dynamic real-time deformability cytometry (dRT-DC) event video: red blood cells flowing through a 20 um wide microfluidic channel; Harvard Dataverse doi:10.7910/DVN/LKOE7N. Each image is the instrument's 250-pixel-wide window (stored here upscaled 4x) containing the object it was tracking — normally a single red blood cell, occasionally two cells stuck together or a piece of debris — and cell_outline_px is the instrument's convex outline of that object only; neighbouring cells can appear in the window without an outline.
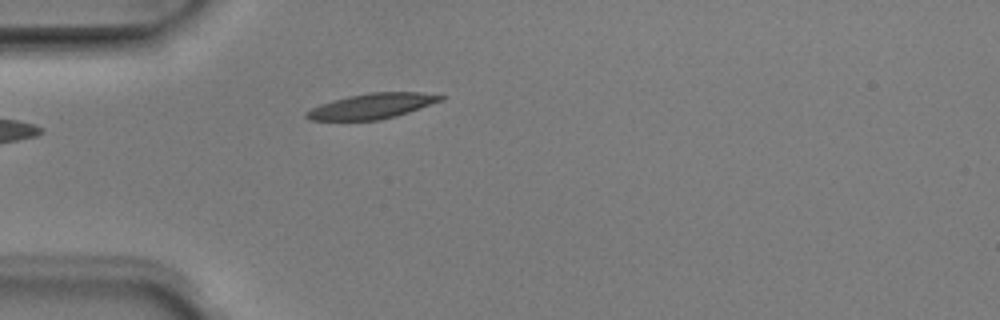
{"species": "Egyptian fruit bat (a non-hibernating species)", "species_latin": "Rousettus aegyptiacus", "temperature_condition": "room temperature", "stored_images_in_passage": 4, "camera_frame_rate_fps": 3000, "um_per_image_px": 0.085, "animal": {"sex": "male"}, "frame": {"image": 1, "passage_image": 4, "time_ms": 1.0, "image_size_px": [1000, 320], "cell_outline_px": [[444, 100], [396, 116], [380, 120], [308, 120], [304, 116], [304, 112], [320, 104], [332, 100], [348, 96], [368, 92], [420, 92], [444, 96]], "centroid_in_image_um": [31.59, 9.01], "position_along_channel_um": 53.4, "area_um2": 19.83}}